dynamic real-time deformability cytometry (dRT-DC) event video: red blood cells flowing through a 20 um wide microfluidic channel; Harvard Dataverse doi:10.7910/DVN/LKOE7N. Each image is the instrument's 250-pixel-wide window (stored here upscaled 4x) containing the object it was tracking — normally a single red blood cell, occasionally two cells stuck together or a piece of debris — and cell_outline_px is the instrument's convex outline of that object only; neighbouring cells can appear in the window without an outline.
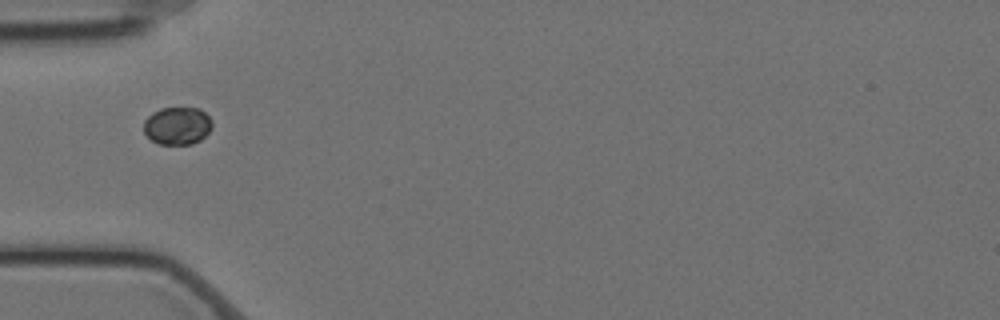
{"species": "Egyptian fruit bat (a non-hibernating species)", "species_latin": "Rousettus aegyptiacus", "temperature_condition": "cold", "stored_images_in_passage": 4, "camera_frame_rate_fps": 3000, "um_per_image_px": 0.085, "animal": {"sex": "female"}, "frame": {"image": 1, "passage_image": 1, "time_ms": 0.0, "image_size_px": [1000, 320], "cell_outline_px": [[212, 128], [200, 140], [192, 144], [160, 144], [152, 140], [144, 132], [144, 120], [152, 112], [160, 108], [200, 108], [212, 120]], "centroid_in_image_um": [15.08, 10.68], "position_along_channel_um": 69.9, "area_um2": 15.03}}
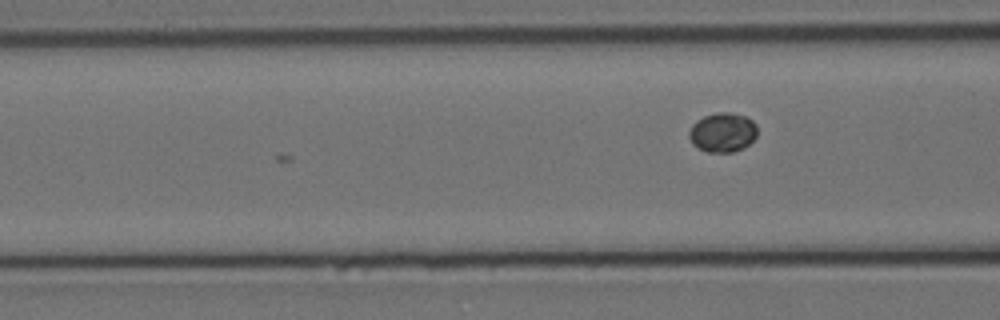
{"frame": {"image": 2, "passage_image": 4, "time_ms": 1.0, "image_size_px": [1000, 320], "cell_outline_px": [[756, 136], [744, 148], [732, 152], [708, 152], [692, 144], [688, 136], [688, 132], [692, 124], [696, 120], [704, 116], [716, 112], [728, 112], [744, 116], [752, 120], [756, 124]], "centroid_in_image_um": [61.4, 11.25], "position_along_channel_um": 105.2, "area_um2": 15.66}}